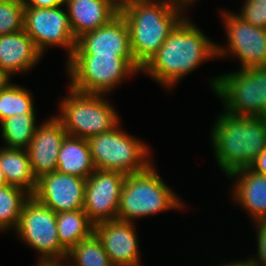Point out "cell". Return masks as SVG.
<instances>
[{
  "label": "cell",
  "mask_w": 266,
  "mask_h": 266,
  "mask_svg": "<svg viewBox=\"0 0 266 266\" xmlns=\"http://www.w3.org/2000/svg\"><path fill=\"white\" fill-rule=\"evenodd\" d=\"M232 177L236 179L232 188L233 200L245 209L253 222L266 221V176L245 168L227 178Z\"/></svg>",
  "instance_id": "cell-19"
},
{
  "label": "cell",
  "mask_w": 266,
  "mask_h": 266,
  "mask_svg": "<svg viewBox=\"0 0 266 266\" xmlns=\"http://www.w3.org/2000/svg\"><path fill=\"white\" fill-rule=\"evenodd\" d=\"M257 233V254L249 258V262L252 266H266V221L253 222ZM257 257V258H256Z\"/></svg>",
  "instance_id": "cell-29"
},
{
  "label": "cell",
  "mask_w": 266,
  "mask_h": 266,
  "mask_svg": "<svg viewBox=\"0 0 266 266\" xmlns=\"http://www.w3.org/2000/svg\"><path fill=\"white\" fill-rule=\"evenodd\" d=\"M73 54H97L134 59L130 47L129 27L121 13L106 25L79 37Z\"/></svg>",
  "instance_id": "cell-14"
},
{
  "label": "cell",
  "mask_w": 266,
  "mask_h": 266,
  "mask_svg": "<svg viewBox=\"0 0 266 266\" xmlns=\"http://www.w3.org/2000/svg\"><path fill=\"white\" fill-rule=\"evenodd\" d=\"M31 91L11 83L0 89V124L7 118L20 113H36Z\"/></svg>",
  "instance_id": "cell-26"
},
{
  "label": "cell",
  "mask_w": 266,
  "mask_h": 266,
  "mask_svg": "<svg viewBox=\"0 0 266 266\" xmlns=\"http://www.w3.org/2000/svg\"><path fill=\"white\" fill-rule=\"evenodd\" d=\"M74 37L94 31L120 13L119 0H64Z\"/></svg>",
  "instance_id": "cell-17"
},
{
  "label": "cell",
  "mask_w": 266,
  "mask_h": 266,
  "mask_svg": "<svg viewBox=\"0 0 266 266\" xmlns=\"http://www.w3.org/2000/svg\"><path fill=\"white\" fill-rule=\"evenodd\" d=\"M43 56L24 29L0 35V70L9 79L14 74L27 73Z\"/></svg>",
  "instance_id": "cell-18"
},
{
  "label": "cell",
  "mask_w": 266,
  "mask_h": 266,
  "mask_svg": "<svg viewBox=\"0 0 266 266\" xmlns=\"http://www.w3.org/2000/svg\"><path fill=\"white\" fill-rule=\"evenodd\" d=\"M25 245L41 255L38 262H64L67 251L61 246L56 213L31 196L23 206L16 229Z\"/></svg>",
  "instance_id": "cell-9"
},
{
  "label": "cell",
  "mask_w": 266,
  "mask_h": 266,
  "mask_svg": "<svg viewBox=\"0 0 266 266\" xmlns=\"http://www.w3.org/2000/svg\"><path fill=\"white\" fill-rule=\"evenodd\" d=\"M239 14L241 19L258 28L266 29V0H244Z\"/></svg>",
  "instance_id": "cell-28"
},
{
  "label": "cell",
  "mask_w": 266,
  "mask_h": 266,
  "mask_svg": "<svg viewBox=\"0 0 266 266\" xmlns=\"http://www.w3.org/2000/svg\"><path fill=\"white\" fill-rule=\"evenodd\" d=\"M125 179L123 173L99 169L86 179L83 210L94 225L117 219Z\"/></svg>",
  "instance_id": "cell-12"
},
{
  "label": "cell",
  "mask_w": 266,
  "mask_h": 266,
  "mask_svg": "<svg viewBox=\"0 0 266 266\" xmlns=\"http://www.w3.org/2000/svg\"><path fill=\"white\" fill-rule=\"evenodd\" d=\"M120 125L87 139L95 168L125 175L145 171L153 164L150 148L140 139L125 133Z\"/></svg>",
  "instance_id": "cell-8"
},
{
  "label": "cell",
  "mask_w": 266,
  "mask_h": 266,
  "mask_svg": "<svg viewBox=\"0 0 266 266\" xmlns=\"http://www.w3.org/2000/svg\"><path fill=\"white\" fill-rule=\"evenodd\" d=\"M105 96L81 93L69 87L67 97H62L59 103V116L56 115L69 136L88 139L121 123L119 114Z\"/></svg>",
  "instance_id": "cell-7"
},
{
  "label": "cell",
  "mask_w": 266,
  "mask_h": 266,
  "mask_svg": "<svg viewBox=\"0 0 266 266\" xmlns=\"http://www.w3.org/2000/svg\"><path fill=\"white\" fill-rule=\"evenodd\" d=\"M210 82L227 114L266 117V67L217 75Z\"/></svg>",
  "instance_id": "cell-6"
},
{
  "label": "cell",
  "mask_w": 266,
  "mask_h": 266,
  "mask_svg": "<svg viewBox=\"0 0 266 266\" xmlns=\"http://www.w3.org/2000/svg\"><path fill=\"white\" fill-rule=\"evenodd\" d=\"M25 2L6 0L0 3V35L24 29Z\"/></svg>",
  "instance_id": "cell-27"
},
{
  "label": "cell",
  "mask_w": 266,
  "mask_h": 266,
  "mask_svg": "<svg viewBox=\"0 0 266 266\" xmlns=\"http://www.w3.org/2000/svg\"><path fill=\"white\" fill-rule=\"evenodd\" d=\"M64 262L66 266H113L95 232L72 247Z\"/></svg>",
  "instance_id": "cell-25"
},
{
  "label": "cell",
  "mask_w": 266,
  "mask_h": 266,
  "mask_svg": "<svg viewBox=\"0 0 266 266\" xmlns=\"http://www.w3.org/2000/svg\"><path fill=\"white\" fill-rule=\"evenodd\" d=\"M56 224L60 244L67 252L94 232L83 209L56 213Z\"/></svg>",
  "instance_id": "cell-22"
},
{
  "label": "cell",
  "mask_w": 266,
  "mask_h": 266,
  "mask_svg": "<svg viewBox=\"0 0 266 266\" xmlns=\"http://www.w3.org/2000/svg\"><path fill=\"white\" fill-rule=\"evenodd\" d=\"M31 196L17 186L7 184L0 187V232L16 229L23 206Z\"/></svg>",
  "instance_id": "cell-24"
},
{
  "label": "cell",
  "mask_w": 266,
  "mask_h": 266,
  "mask_svg": "<svg viewBox=\"0 0 266 266\" xmlns=\"http://www.w3.org/2000/svg\"><path fill=\"white\" fill-rule=\"evenodd\" d=\"M183 12L168 0L120 1V13L129 27L131 52L141 68L185 18Z\"/></svg>",
  "instance_id": "cell-2"
},
{
  "label": "cell",
  "mask_w": 266,
  "mask_h": 266,
  "mask_svg": "<svg viewBox=\"0 0 266 266\" xmlns=\"http://www.w3.org/2000/svg\"><path fill=\"white\" fill-rule=\"evenodd\" d=\"M220 15L228 43L216 44L217 57H238L239 69L266 67V29L251 25L233 12L222 10Z\"/></svg>",
  "instance_id": "cell-11"
},
{
  "label": "cell",
  "mask_w": 266,
  "mask_h": 266,
  "mask_svg": "<svg viewBox=\"0 0 266 266\" xmlns=\"http://www.w3.org/2000/svg\"><path fill=\"white\" fill-rule=\"evenodd\" d=\"M86 179L57 171L37 179L32 196L55 213L83 209Z\"/></svg>",
  "instance_id": "cell-13"
},
{
  "label": "cell",
  "mask_w": 266,
  "mask_h": 266,
  "mask_svg": "<svg viewBox=\"0 0 266 266\" xmlns=\"http://www.w3.org/2000/svg\"><path fill=\"white\" fill-rule=\"evenodd\" d=\"M11 79L0 70V89L3 88Z\"/></svg>",
  "instance_id": "cell-34"
},
{
  "label": "cell",
  "mask_w": 266,
  "mask_h": 266,
  "mask_svg": "<svg viewBox=\"0 0 266 266\" xmlns=\"http://www.w3.org/2000/svg\"><path fill=\"white\" fill-rule=\"evenodd\" d=\"M223 266H252L248 259L236 261V262H229L228 264H224Z\"/></svg>",
  "instance_id": "cell-33"
},
{
  "label": "cell",
  "mask_w": 266,
  "mask_h": 266,
  "mask_svg": "<svg viewBox=\"0 0 266 266\" xmlns=\"http://www.w3.org/2000/svg\"><path fill=\"white\" fill-rule=\"evenodd\" d=\"M212 128L215 160L228 177L249 168L266 149V117L233 116L221 113Z\"/></svg>",
  "instance_id": "cell-3"
},
{
  "label": "cell",
  "mask_w": 266,
  "mask_h": 266,
  "mask_svg": "<svg viewBox=\"0 0 266 266\" xmlns=\"http://www.w3.org/2000/svg\"><path fill=\"white\" fill-rule=\"evenodd\" d=\"M67 132L61 121L50 117L42 125L37 126L27 152L30 159L31 170L36 179L52 173L57 169V156Z\"/></svg>",
  "instance_id": "cell-16"
},
{
  "label": "cell",
  "mask_w": 266,
  "mask_h": 266,
  "mask_svg": "<svg viewBox=\"0 0 266 266\" xmlns=\"http://www.w3.org/2000/svg\"><path fill=\"white\" fill-rule=\"evenodd\" d=\"M0 167L8 185L35 192L37 179L31 170L27 149L0 147Z\"/></svg>",
  "instance_id": "cell-21"
},
{
  "label": "cell",
  "mask_w": 266,
  "mask_h": 266,
  "mask_svg": "<svg viewBox=\"0 0 266 266\" xmlns=\"http://www.w3.org/2000/svg\"><path fill=\"white\" fill-rule=\"evenodd\" d=\"M257 174L266 176V149H264L249 166Z\"/></svg>",
  "instance_id": "cell-30"
},
{
  "label": "cell",
  "mask_w": 266,
  "mask_h": 266,
  "mask_svg": "<svg viewBox=\"0 0 266 266\" xmlns=\"http://www.w3.org/2000/svg\"><path fill=\"white\" fill-rule=\"evenodd\" d=\"M36 113H20L0 124L5 147L27 149L37 128Z\"/></svg>",
  "instance_id": "cell-23"
},
{
  "label": "cell",
  "mask_w": 266,
  "mask_h": 266,
  "mask_svg": "<svg viewBox=\"0 0 266 266\" xmlns=\"http://www.w3.org/2000/svg\"><path fill=\"white\" fill-rule=\"evenodd\" d=\"M174 7L179 8L183 11L188 9L189 5H192V3L196 0H168ZM185 8V10H184Z\"/></svg>",
  "instance_id": "cell-32"
},
{
  "label": "cell",
  "mask_w": 266,
  "mask_h": 266,
  "mask_svg": "<svg viewBox=\"0 0 266 266\" xmlns=\"http://www.w3.org/2000/svg\"><path fill=\"white\" fill-rule=\"evenodd\" d=\"M62 6L64 7V3L55 8L25 6L24 30L42 55L48 47H62L68 51V60L74 52L77 40L70 25L66 6L64 10Z\"/></svg>",
  "instance_id": "cell-10"
},
{
  "label": "cell",
  "mask_w": 266,
  "mask_h": 266,
  "mask_svg": "<svg viewBox=\"0 0 266 266\" xmlns=\"http://www.w3.org/2000/svg\"><path fill=\"white\" fill-rule=\"evenodd\" d=\"M95 170L87 139L67 135L57 156L56 171L87 179Z\"/></svg>",
  "instance_id": "cell-20"
},
{
  "label": "cell",
  "mask_w": 266,
  "mask_h": 266,
  "mask_svg": "<svg viewBox=\"0 0 266 266\" xmlns=\"http://www.w3.org/2000/svg\"><path fill=\"white\" fill-rule=\"evenodd\" d=\"M64 3V0H26L25 6L36 8H55Z\"/></svg>",
  "instance_id": "cell-31"
},
{
  "label": "cell",
  "mask_w": 266,
  "mask_h": 266,
  "mask_svg": "<svg viewBox=\"0 0 266 266\" xmlns=\"http://www.w3.org/2000/svg\"><path fill=\"white\" fill-rule=\"evenodd\" d=\"M4 185H7V181H6L4 172L2 171V168L0 167V187Z\"/></svg>",
  "instance_id": "cell-35"
},
{
  "label": "cell",
  "mask_w": 266,
  "mask_h": 266,
  "mask_svg": "<svg viewBox=\"0 0 266 266\" xmlns=\"http://www.w3.org/2000/svg\"><path fill=\"white\" fill-rule=\"evenodd\" d=\"M104 250L113 266H140V251L134 223L121 220L103 221L94 225Z\"/></svg>",
  "instance_id": "cell-15"
},
{
  "label": "cell",
  "mask_w": 266,
  "mask_h": 266,
  "mask_svg": "<svg viewBox=\"0 0 266 266\" xmlns=\"http://www.w3.org/2000/svg\"><path fill=\"white\" fill-rule=\"evenodd\" d=\"M69 87L86 94L106 95L126 77L141 72L134 59L97 54H72L66 62ZM112 89V90H111Z\"/></svg>",
  "instance_id": "cell-5"
},
{
  "label": "cell",
  "mask_w": 266,
  "mask_h": 266,
  "mask_svg": "<svg viewBox=\"0 0 266 266\" xmlns=\"http://www.w3.org/2000/svg\"><path fill=\"white\" fill-rule=\"evenodd\" d=\"M154 168L151 164L145 171L126 175L119 201L118 220L134 223L135 219L144 216L185 207Z\"/></svg>",
  "instance_id": "cell-4"
},
{
  "label": "cell",
  "mask_w": 266,
  "mask_h": 266,
  "mask_svg": "<svg viewBox=\"0 0 266 266\" xmlns=\"http://www.w3.org/2000/svg\"><path fill=\"white\" fill-rule=\"evenodd\" d=\"M189 20L185 17L175 27L156 54L141 69V72L167 89H172L174 84L204 61L217 57V43H213Z\"/></svg>",
  "instance_id": "cell-1"
}]
</instances>
